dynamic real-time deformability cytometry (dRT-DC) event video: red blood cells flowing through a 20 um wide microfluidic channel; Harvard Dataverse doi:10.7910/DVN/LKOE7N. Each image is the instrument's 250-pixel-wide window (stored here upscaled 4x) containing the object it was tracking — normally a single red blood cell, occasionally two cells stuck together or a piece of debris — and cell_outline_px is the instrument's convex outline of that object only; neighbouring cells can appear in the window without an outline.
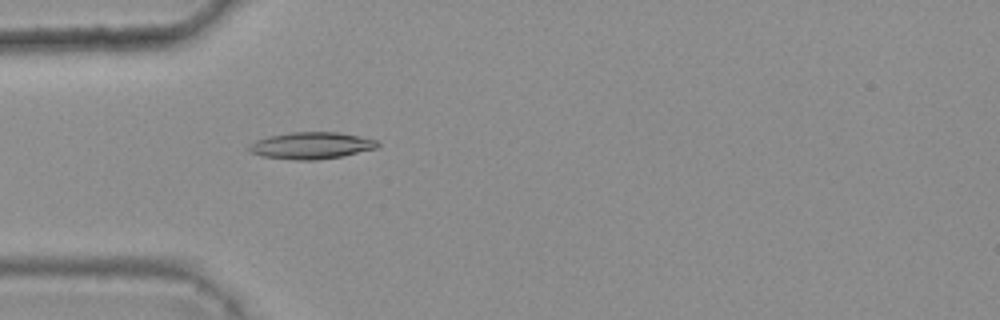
{"species": "common noctule bat (a hibernating species)", "species_latin": "Nyctalus noctula", "temperature_condition": "warm", "stored_images_in_passage": 5, "camera_frame_rate_fps": 3000, "um_per_image_px": 0.085, "animal": {"sex": "female", "body_mass_g": 25.1}, "frame": {"image": 1, "passage_image": 5, "time_ms": 1.333, "image_size_px": [1000, 320], "cell_outline_px": [[380, 144], [376, 148], [340, 156], [316, 160], [296, 160], [260, 156], [248, 152], [248, 144], [256, 140], [268, 136], [292, 132], [336, 132], [360, 136], [376, 140]], "centroid_in_image_um": [26.39, 12.37], "position_along_channel_um": 58.6, "area_um2": 20.06}}